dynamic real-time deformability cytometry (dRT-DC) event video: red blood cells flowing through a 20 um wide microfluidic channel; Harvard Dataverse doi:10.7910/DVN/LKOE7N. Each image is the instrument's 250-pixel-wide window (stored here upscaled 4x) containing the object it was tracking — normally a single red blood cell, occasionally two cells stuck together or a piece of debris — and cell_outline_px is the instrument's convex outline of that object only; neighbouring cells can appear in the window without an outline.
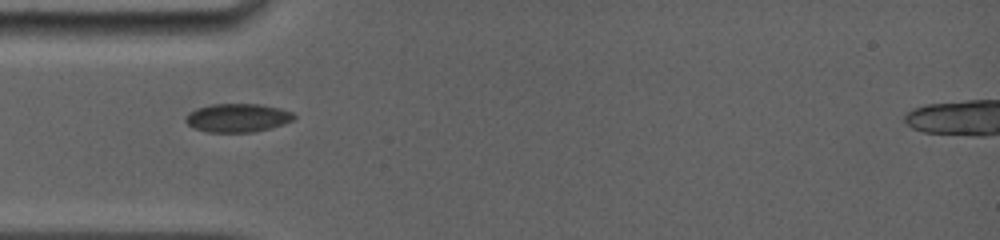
{"species": "common noctule bat (a hibernating species)", "species_latin": "Nyctalus noctula", "temperature_condition": "room temperature", "stored_images_in_passage": 42, "camera_frame_rate_fps": 5000, "um_per_image_px": 0.085, "animal": {"sex": "female", "body_mass_g": 19.0, "forearm_length_mm": 56.7}, "frame": {"image": 1, "passage_image": 1, "time_ms": 0.0, "image_size_px": [1000, 240], "cell_outline_px": [[296, 116], [292, 120], [284, 124], [252, 132], [208, 132], [192, 128], [184, 120], [184, 116], [188, 112], [196, 108], [212, 104], [260, 104], [280, 108], [292, 112]], "centroid_in_image_um": [20.14, 10.01], "position_along_channel_um": 64.9, "area_um2": 18.09}}
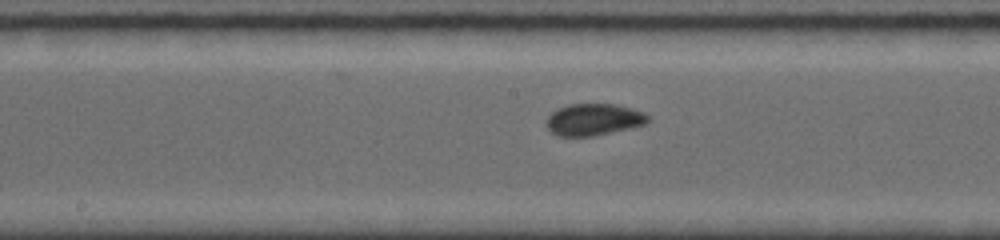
{"frame": {"image": 2, "passage_image": 24, "time_ms": 3.4, "image_size_px": [1000, 240], "cell_outline_px": [[648, 120], [644, 124], [628, 128], [592, 136], [560, 136], [552, 132], [544, 124], [544, 120], [556, 108], [568, 104], [616, 104], [632, 108], [644, 112], [648, 116]], "centroid_in_image_um": [50.4, 10.14], "position_along_channel_um": 197.8, "area_um2": 18.79}}
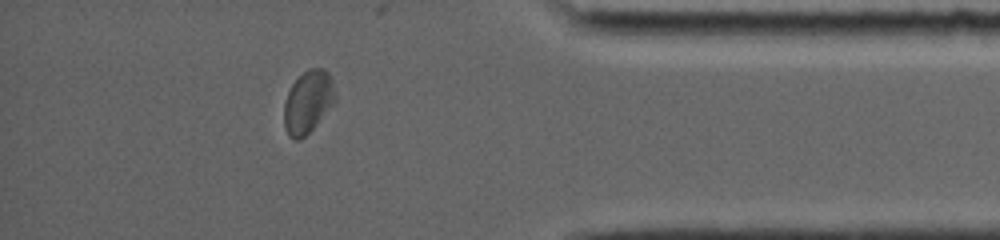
{"frame": {"image": 3, "passage_image": 40, "time_ms": 9.2, "image_size_px": [1000, 240], "cell_outline_px": [[336, 100], [316, 124], [300, 140], [292, 140], [288, 136], [284, 124], [284, 104], [288, 92], [292, 84], [308, 68], [324, 68], [328, 72], [332, 80], [336, 92]], "centroid_in_image_um": [26.18, 8.66], "position_along_channel_um": 409.0, "area_um2": 18.55}, "authors_computed_cell_mechanics": {"area_um2": 18.6116, "velocity_mm_per_s": 3.9021, "shape_relaxation_time_tau1_ms": 2.1141, "shape_relaxation_time_tau2_ms": null, "deformation_change_tau1": 0.0576, "deformation_change_tau2": null}}